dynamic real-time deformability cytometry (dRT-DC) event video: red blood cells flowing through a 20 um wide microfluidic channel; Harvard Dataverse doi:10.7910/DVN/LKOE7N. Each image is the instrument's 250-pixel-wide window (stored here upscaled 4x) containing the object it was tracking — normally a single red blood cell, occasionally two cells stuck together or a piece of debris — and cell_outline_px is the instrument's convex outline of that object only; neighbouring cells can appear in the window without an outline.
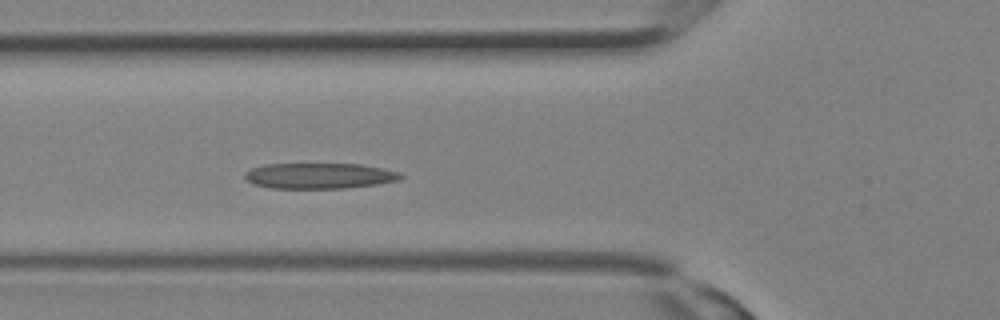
{"species": "Egyptian fruit bat (a non-hibernating species)", "species_latin": "Rousettus aegyptiacus", "temperature_condition": "room temperature", "stored_images_in_passage": 10, "camera_frame_rate_fps": 3000, "um_per_image_px": 0.085, "animal": {"sex": "female"}, "frame": {"image": 1, "passage_image": 10, "time_ms": 3.0, "image_size_px": [1000, 320], "cell_outline_px": [[404, 176], [400, 180], [376, 184], [344, 188], [272, 188], [252, 184], [244, 180], [244, 172], [252, 168], [264, 164], [360, 164], [400, 172]], "centroid_in_image_um": [27.1, 14.94], "position_along_channel_um": 98.7, "area_um2": 23.35}}